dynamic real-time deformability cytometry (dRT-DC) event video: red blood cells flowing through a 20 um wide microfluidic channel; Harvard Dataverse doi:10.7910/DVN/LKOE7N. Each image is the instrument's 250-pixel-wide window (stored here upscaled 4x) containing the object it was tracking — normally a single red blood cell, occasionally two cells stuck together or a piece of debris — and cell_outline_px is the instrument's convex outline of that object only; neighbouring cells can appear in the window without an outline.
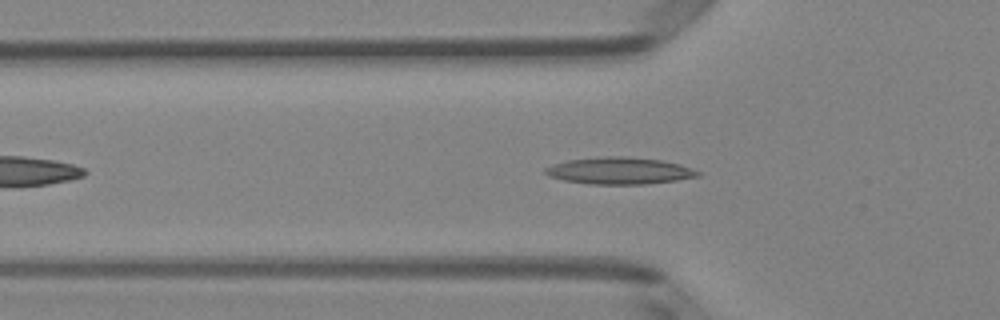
{"species": "Egyptian fruit bat (a non-hibernating species)", "species_latin": "Rousettus aegyptiacus", "temperature_condition": "room temperature", "stored_images_in_passage": 43, "camera_frame_rate_fps": 3000, "um_per_image_px": 0.085, "animal": {"sex": "female"}, "frame": {"image": 1, "passage_image": 9, "time_ms": 2.667, "image_size_px": [1000, 320], "cell_outline_px": [[700, 176], [676, 180], [648, 184], [588, 184], [564, 180], [548, 176], [544, 172], [544, 168], [552, 164], [568, 160], [604, 156], [624, 156], [660, 160], [680, 164], [692, 168], [700, 172]], "centroid_in_image_um": [52.64, 14.51], "position_along_channel_um": 73.2, "area_um2": 23.93}}
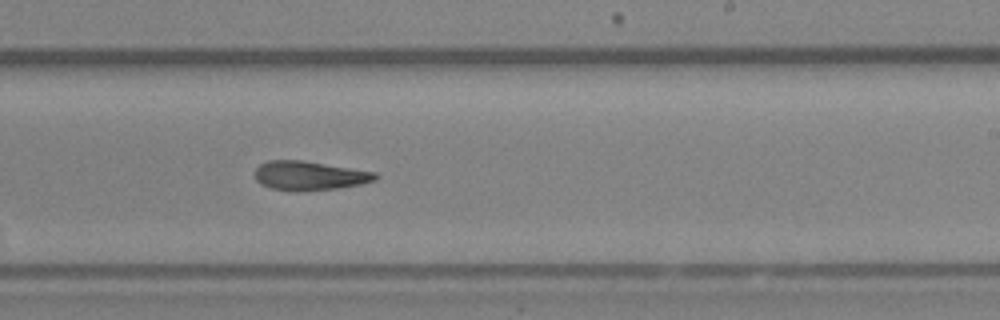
{"frame": {"image": 2, "passage_image": 23, "time_ms": 7.333, "image_size_px": [1000, 320], "cell_outline_px": [[380, 176], [376, 180], [360, 184], [336, 188], [272, 188], [260, 184], [256, 180], [256, 168], [260, 164], [268, 160], [300, 160], [376, 172]], "centroid_in_image_um": [26.33, 14.88], "position_along_channel_um": 262.7, "area_um2": 19.42}}
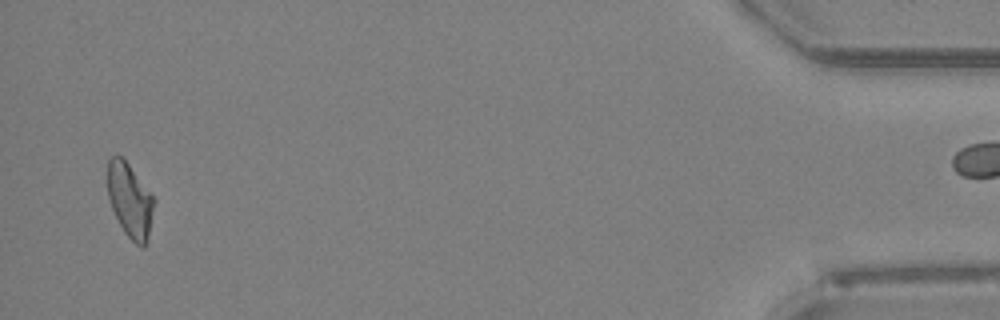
{"frame": {"image": 3, "passage_image": 41, "time_ms": 13.333, "image_size_px": [1000, 320], "cell_outline_px": [[156, 200], [148, 236], [144, 248], [140, 248], [124, 232], [112, 208], [108, 196], [108, 160], [112, 156], [120, 156], [128, 164]], "centroid_in_image_um": [11.06, 17.06], "position_along_channel_um": 424.1, "area_um2": 19.77}}